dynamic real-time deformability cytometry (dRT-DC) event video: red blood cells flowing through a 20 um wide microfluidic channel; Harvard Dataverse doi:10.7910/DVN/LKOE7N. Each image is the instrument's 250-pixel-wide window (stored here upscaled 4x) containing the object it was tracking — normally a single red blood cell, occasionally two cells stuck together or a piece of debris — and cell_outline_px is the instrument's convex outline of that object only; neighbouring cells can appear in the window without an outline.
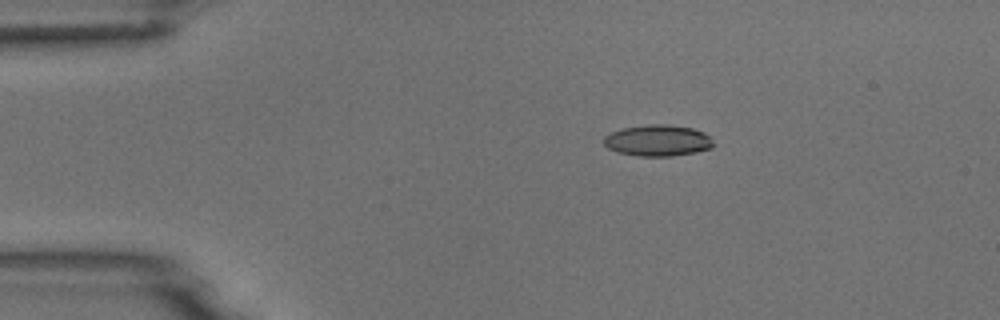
{"species": "common noctule bat (a hibernating species)", "species_latin": "Nyctalus noctula", "temperature_condition": "room temperature", "stored_images_in_passage": 4, "camera_frame_rate_fps": 3000, "um_per_image_px": 0.085, "animal": {"sex": "male", "body_mass_g": 18.8}, "frame": {"image": 1, "passage_image": 3, "time_ms": 2.333, "image_size_px": [1000, 320], "cell_outline_px": [[716, 144], [712, 148], [696, 152], [672, 156], [640, 156], [616, 152], [608, 148], [604, 144], [604, 136], [612, 132], [624, 128], [648, 124], [664, 124], [692, 128], [704, 132]], "centroid_in_image_um": [55.93, 11.95], "position_along_channel_um": 29.1, "area_um2": 20.0}}